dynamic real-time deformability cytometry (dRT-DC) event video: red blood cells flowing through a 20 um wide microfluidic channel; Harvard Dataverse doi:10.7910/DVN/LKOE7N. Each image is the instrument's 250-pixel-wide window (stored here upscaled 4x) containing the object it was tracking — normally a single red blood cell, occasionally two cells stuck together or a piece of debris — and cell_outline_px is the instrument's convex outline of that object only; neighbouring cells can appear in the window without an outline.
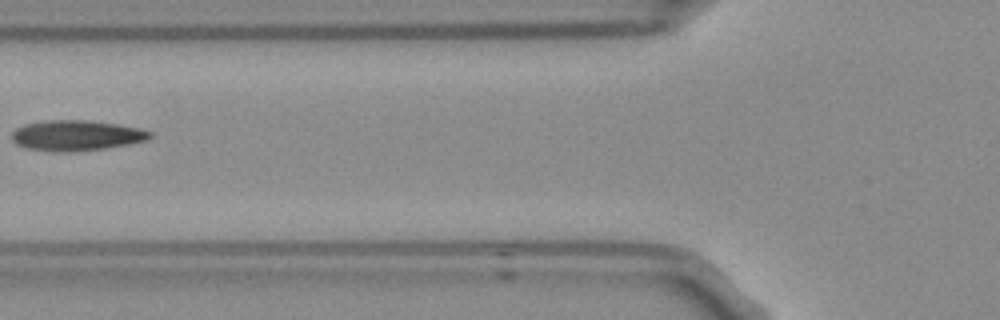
{"species": "Egyptian fruit bat (a non-hibernating species)", "species_latin": "Rousettus aegyptiacus", "temperature_condition": "room temperature", "stored_images_in_passage": 7, "camera_frame_rate_fps": 3000, "um_per_image_px": 0.085, "frame": {"image": 1, "passage_image": 6, "time_ms": 1.667, "image_size_px": [1000, 320], "cell_outline_px": [[152, 136], [148, 140], [128, 144], [104, 148], [68, 152], [28, 148], [16, 144], [12, 140], [12, 132], [16, 128], [24, 124], [48, 120], [92, 120], [140, 128], [152, 132]], "centroid_in_image_um": [6.51, 11.5], "position_along_channel_um": 119.3, "area_um2": 24.33}}